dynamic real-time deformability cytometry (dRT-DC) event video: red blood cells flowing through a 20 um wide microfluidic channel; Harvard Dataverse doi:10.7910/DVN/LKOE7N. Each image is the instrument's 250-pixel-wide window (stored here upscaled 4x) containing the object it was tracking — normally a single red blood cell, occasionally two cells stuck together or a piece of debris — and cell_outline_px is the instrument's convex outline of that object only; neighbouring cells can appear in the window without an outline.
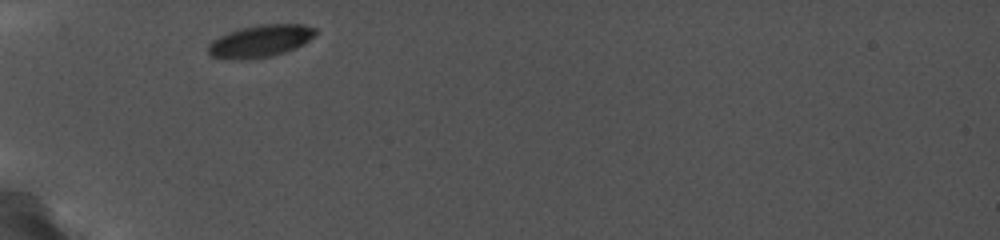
{"species": "common noctule bat (a hibernating species)", "species_latin": "Nyctalus noctula", "temperature_condition": "cold", "stored_images_in_passage": 22, "camera_frame_rate_fps": 5000, "um_per_image_px": 0.085, "animal": {"sex": "female", "body_mass_g": 19.0, "forearm_length_mm": 56.7}, "frame": {"image": 1, "passage_image": 1, "time_ms": 0.0, "image_size_px": [1000, 240], "cell_outline_px": [[320, 32], [304, 44], [296, 48], [272, 56], [240, 60], [212, 56], [208, 52], [208, 44], [212, 40], [228, 32], [240, 28], [260, 24], [304, 24], [316, 28]], "centroid_in_image_um": [22.18, 3.47], "position_along_channel_um": 62.8, "area_um2": 20.29}}
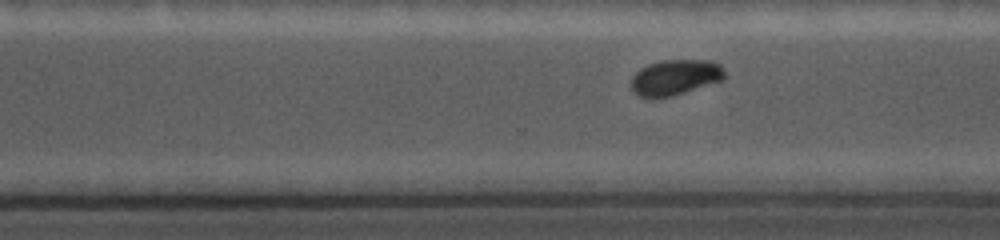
{"frame": {"image": 2, "passage_image": 16, "time_ms": 7.0, "image_size_px": [1000, 240], "cell_outline_px": [[724, 76], [720, 80], [668, 96], [640, 96], [632, 88], [632, 80], [636, 72], [640, 68], [648, 64], [660, 60], [708, 60], [720, 64], [724, 72]], "centroid_in_image_um": [57.38, 6.52], "position_along_channel_um": 313.2, "area_um2": 18.5}}
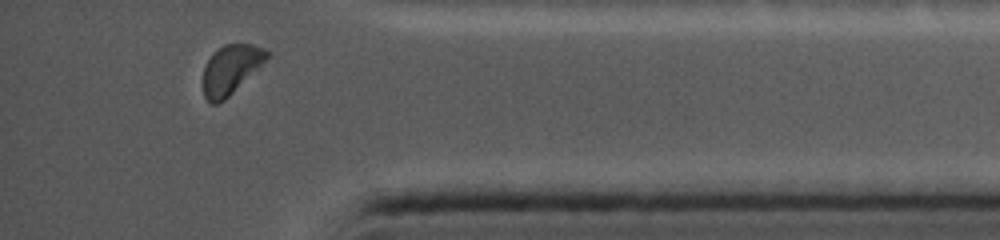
{"frame": {"image": 3, "passage_image": 21, "time_ms": 9.8, "image_size_px": [1000, 240], "cell_outline_px": [[268, 56], [224, 100], [216, 104], [212, 104], [204, 96], [204, 68], [208, 60], [224, 44], [252, 44], [268, 52]], "centroid_in_image_um": [19.57, 5.91], "position_along_channel_um": 415.6, "area_um2": 17.17}, "authors_computed_cell_mechanics": {"area_um2": 19.1607, "velocity_mm_per_s": 3.7459, "shape_relaxation_time_tau1_ms": 0.9996, "shape_relaxation_time_tau2_ms": null, "deformation_change_tau1": 0.0537, "deformation_change_tau2": null}}